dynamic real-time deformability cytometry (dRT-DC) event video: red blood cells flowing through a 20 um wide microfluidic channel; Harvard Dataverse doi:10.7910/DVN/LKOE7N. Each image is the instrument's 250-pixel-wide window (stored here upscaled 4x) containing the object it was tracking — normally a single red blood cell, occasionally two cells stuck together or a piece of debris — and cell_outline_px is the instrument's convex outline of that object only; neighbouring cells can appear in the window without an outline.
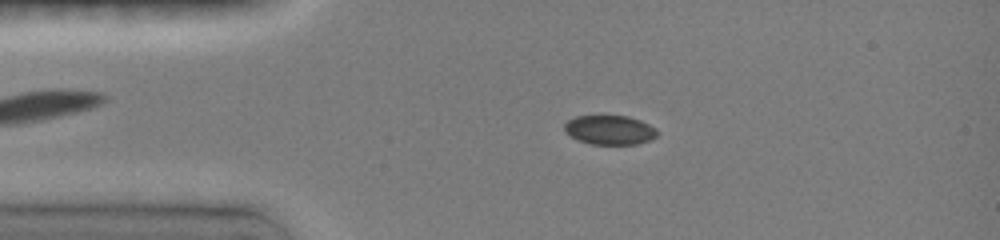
{"species": "common noctule bat (a hibernating species)", "species_latin": "Nyctalus noctula", "temperature_condition": "room temperature", "stored_images_in_passage": 6, "camera_frame_rate_fps": 3000, "um_per_image_px": 0.085, "animal": {"sex": "female", "body_mass_g": 19.0, "forearm_length_mm": 51.5}, "frame": {"image": 1, "passage_image": 3, "time_ms": 0.667, "image_size_px": [1000, 240], "cell_outline_px": [[656, 136], [648, 140], [636, 144], [592, 144], [576, 140], [564, 132], [564, 124], [568, 120], [576, 116], [628, 116], [640, 120], [656, 128]], "centroid_in_image_um": [51.77, 11.04], "position_along_channel_um": 33.2, "area_um2": 15.78}}
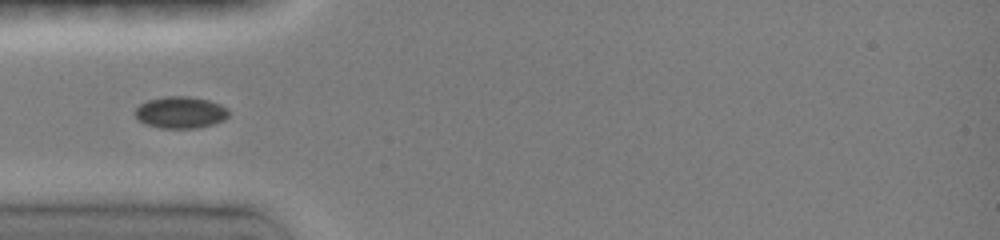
{"frame": {"image": 2, "passage_image": 5, "time_ms": 1.333, "image_size_px": [1000, 240], "cell_outline_px": [[228, 116], [224, 120], [200, 128], [160, 128], [144, 124], [132, 112], [140, 104], [148, 100], [164, 96], [188, 96], [208, 100], [220, 104], [228, 108]], "centroid_in_image_um": [15.33, 9.55], "position_along_channel_um": 69.7, "area_um2": 17.46}}